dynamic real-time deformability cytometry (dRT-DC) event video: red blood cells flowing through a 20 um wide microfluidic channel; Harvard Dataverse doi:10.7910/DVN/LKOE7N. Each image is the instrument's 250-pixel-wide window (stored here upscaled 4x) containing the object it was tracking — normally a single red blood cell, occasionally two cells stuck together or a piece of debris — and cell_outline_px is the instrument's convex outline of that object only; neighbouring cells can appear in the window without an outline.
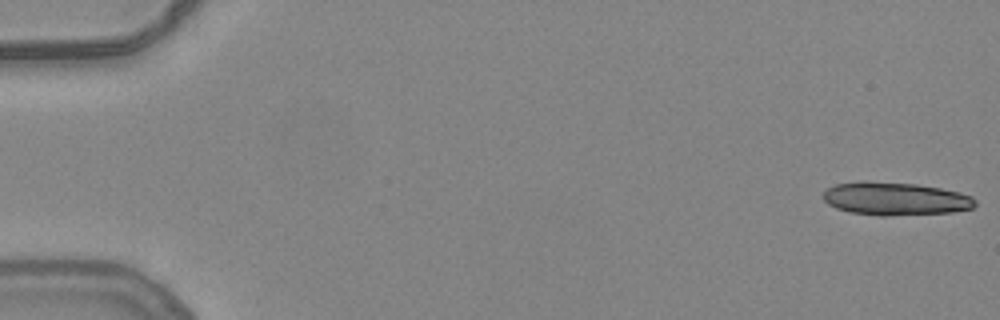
{"species": "common noctule bat (a hibernating species)", "species_latin": "Nyctalus noctula", "temperature_condition": "warm", "stored_images_in_passage": 17, "camera_frame_rate_fps": 3000, "um_per_image_px": 0.085, "animal": {"sex": "female", "body_mass_g": 24.6, "forearm_length_mm": 56.2}, "frame": {"image": 1, "passage_image": 1, "time_ms": 0.0, "image_size_px": [1000, 320], "cell_outline_px": [[976, 204], [972, 208], [952, 212], [884, 216], [880, 216], [848, 212], [836, 208], [828, 204], [824, 200], [824, 192], [828, 188], [836, 184], [916, 184], [940, 188], [972, 196], [976, 200]], "centroid_in_image_um": [76.15, 16.95], "position_along_channel_um": 8.8, "area_um2": 28.15}}